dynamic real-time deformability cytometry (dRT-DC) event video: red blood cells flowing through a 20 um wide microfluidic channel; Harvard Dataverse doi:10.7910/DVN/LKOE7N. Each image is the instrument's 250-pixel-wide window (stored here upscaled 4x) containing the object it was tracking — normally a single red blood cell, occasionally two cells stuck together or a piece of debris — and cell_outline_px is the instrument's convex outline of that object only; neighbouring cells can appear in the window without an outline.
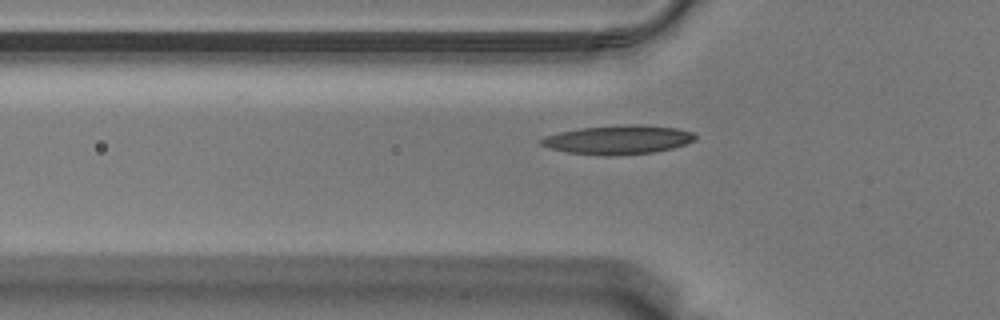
{"species": "Egyptian fruit bat (a non-hibernating species)", "species_latin": "Rousettus aegyptiacus", "temperature_condition": "warm", "stored_images_in_passage": 35, "camera_frame_rate_fps": 3000, "um_per_image_px": 0.085, "animal": {"sex": "male"}, "frame": {"image": 1, "passage_image": 2, "time_ms": 0.333, "image_size_px": [1000, 320], "cell_outline_px": [[696, 140], [672, 148], [652, 152], [616, 156], [600, 156], [568, 152], [548, 148], [540, 144], [536, 140], [544, 136], [560, 132], [580, 128], [628, 124], [636, 124], [676, 128], [692, 132], [696, 136]], "centroid_in_image_um": [52.48, 11.88], "position_along_channel_um": 73.3, "area_um2": 26.13}}
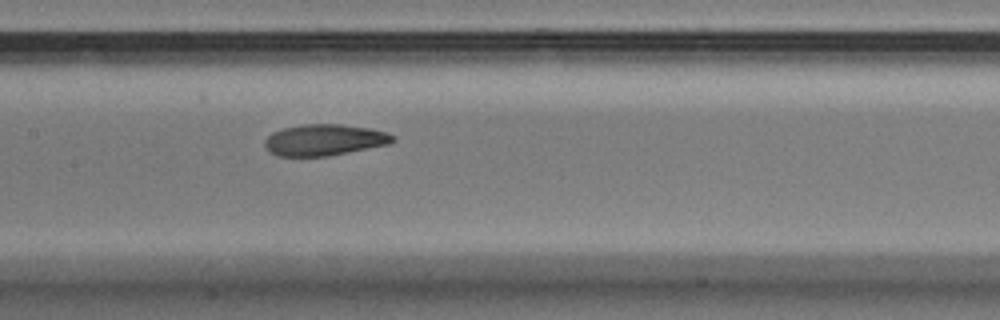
{"frame": {"image": 2, "passage_image": 11, "time_ms": 3.333, "image_size_px": [1000, 320], "cell_outline_px": [[396, 140], [392, 144], [328, 156], [276, 156], [264, 144], [264, 140], [272, 132], [284, 128], [304, 124], [340, 124], [368, 128], [388, 132], [396, 136]], "centroid_in_image_um": [27.63, 11.89], "position_along_channel_um": 179.8, "area_um2": 23.47}}
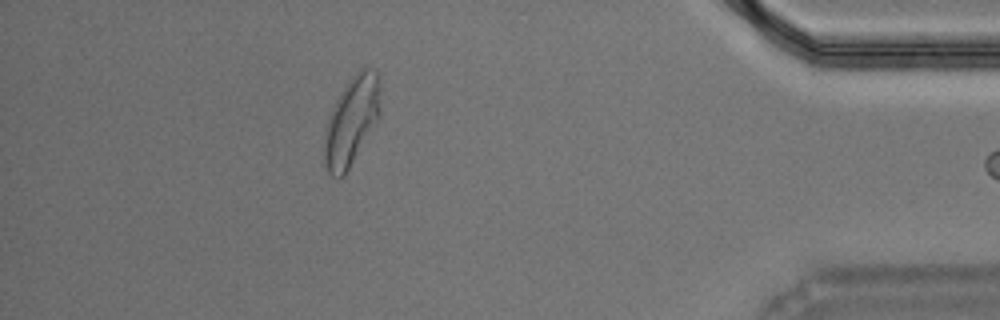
{"frame": {"image": 3, "passage_image": 34, "time_ms": 11.0, "image_size_px": [1000, 320], "cell_outline_px": [[380, 116], [344, 176], [336, 180], [328, 172], [324, 164], [324, 132], [332, 108], [336, 100], [352, 76], [360, 68], [368, 68], [376, 72], [380, 80]], "centroid_in_image_um": [29.88, 10.31], "position_along_channel_um": 405.3, "area_um2": 28.84}}